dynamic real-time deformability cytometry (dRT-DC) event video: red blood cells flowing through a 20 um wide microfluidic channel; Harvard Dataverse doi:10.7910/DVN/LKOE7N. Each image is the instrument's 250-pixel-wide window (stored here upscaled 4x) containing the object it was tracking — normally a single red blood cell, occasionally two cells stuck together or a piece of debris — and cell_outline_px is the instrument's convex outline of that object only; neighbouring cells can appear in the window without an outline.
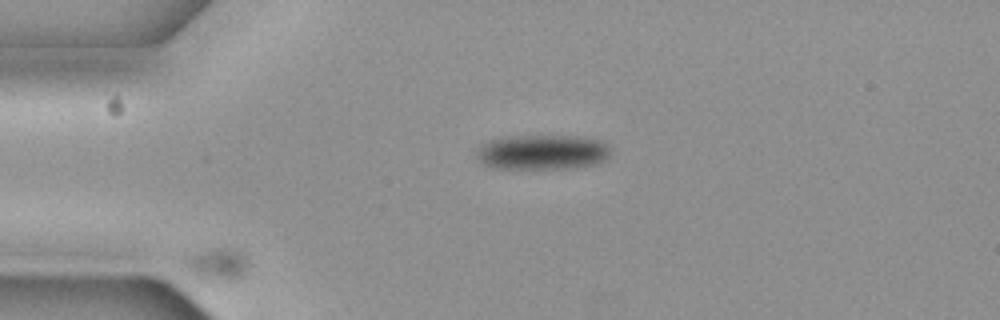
{"species": "common noctule bat (a hibernating species)", "species_latin": "Nyctalus noctula", "temperature_condition": "cold", "stored_images_in_passage": 44, "segment_of_instrument_passage": [1, 2], "camera_frame_rate_fps": 3000, "um_per_image_px": 0.085, "animal": {"sex": "female", "body_mass_g": 19.3, "forearm_length_mm": 54.1}, "frame": {"image": 1, "passage_image": 1, "time_ms": 0.0, "image_size_px": [1000, 320], "cell_outline_px": [[252, 264], [248, 272], [240, 280], [204, 280], [196, 276], [188, 268], [184, 260], [204, 248], [220, 244], [232, 244], [244, 248]], "centroid_in_image_um": [18.7, 22.35], "position_along_channel_um": 66.3, "area_um2": 13.53}}
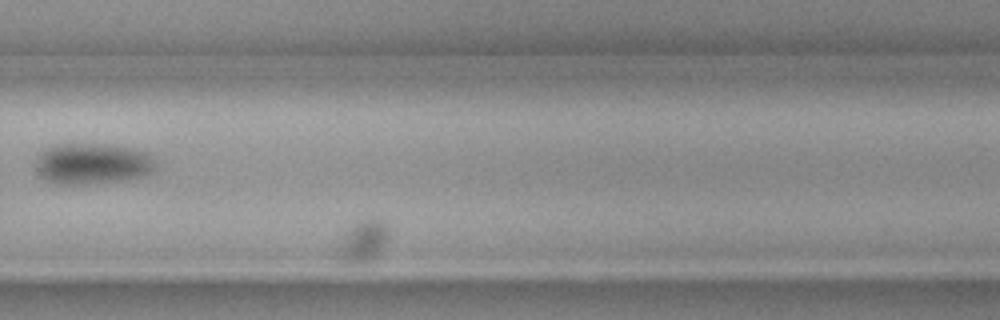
{"frame": {"image": 2, "passage_image": 27, "time_ms": 8.667, "image_size_px": [1000, 320], "cell_outline_px": [[388, 236], [372, 260], [364, 264], [344, 264], [340, 256], [340, 248], [344, 236], [360, 220], [368, 216], [376, 216], [384, 220], [388, 232]], "centroid_in_image_um": [30.91, 20.47], "position_along_channel_um": 298.9, "area_um2": 11.91}}
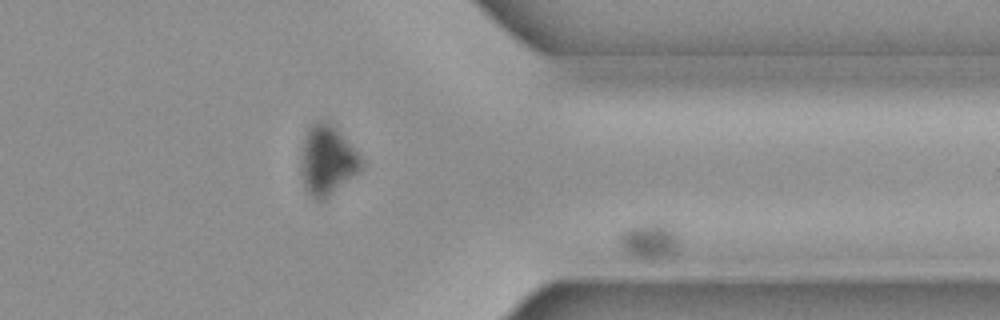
{"frame": {"image": 3, "passage_image": 33, "time_ms": 10.667, "image_size_px": [1000, 320], "cell_outline_px": [[680, 240], [676, 252], [660, 256], [640, 256], [628, 252], [620, 244], [620, 228], [656, 220], [668, 224], [672, 228]], "centroid_in_image_um": [55.21, 20.32], "position_along_channel_um": 356.2, "area_um2": 12.25}}